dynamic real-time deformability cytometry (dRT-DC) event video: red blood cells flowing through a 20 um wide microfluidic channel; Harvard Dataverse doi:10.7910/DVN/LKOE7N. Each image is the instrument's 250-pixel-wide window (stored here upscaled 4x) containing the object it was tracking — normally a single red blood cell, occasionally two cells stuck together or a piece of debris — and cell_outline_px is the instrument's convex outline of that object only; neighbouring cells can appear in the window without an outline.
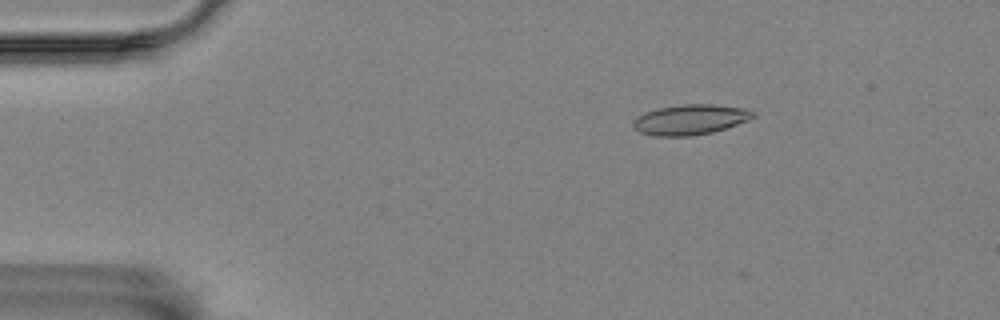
{"species": "Egyptian fruit bat (a non-hibernating species)", "species_latin": "Rousettus aegyptiacus", "temperature_condition": "room temperature", "stored_images_in_passage": 5, "camera_frame_rate_fps": 3000, "um_per_image_px": 0.085, "animal": {"sex": "female"}, "frame": {"image": 1, "passage_image": 4, "time_ms": 1.0, "image_size_px": [1000, 320], "cell_outline_px": [[756, 116], [748, 120], [712, 132], [688, 136], [656, 136], [640, 132], [632, 124], [640, 116], [656, 108], [684, 104], [712, 104], [740, 108], [756, 112]], "centroid_in_image_um": [58.69, 10.16], "position_along_channel_um": 26.3, "area_um2": 20.63}}